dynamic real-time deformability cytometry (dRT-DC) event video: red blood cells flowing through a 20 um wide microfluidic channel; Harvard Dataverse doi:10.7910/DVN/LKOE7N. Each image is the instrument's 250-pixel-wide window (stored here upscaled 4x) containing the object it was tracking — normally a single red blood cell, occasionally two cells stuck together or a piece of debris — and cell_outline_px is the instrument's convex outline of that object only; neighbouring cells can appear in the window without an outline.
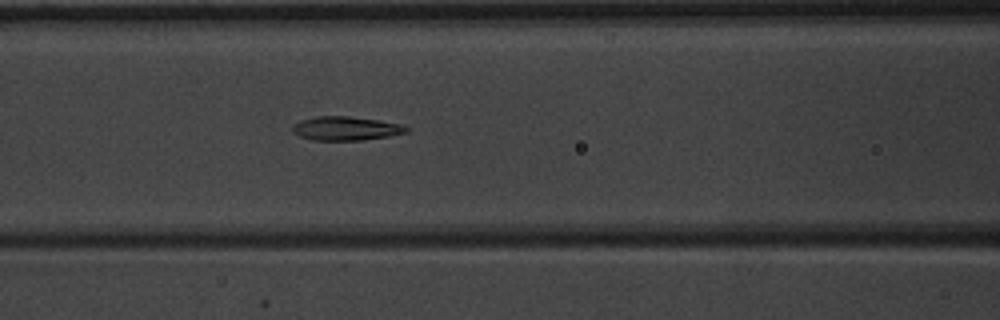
{"species": "common noctule bat (a hibernating species)", "species_latin": "Nyctalus noctula", "temperature_condition": "warm", "stored_images_in_passage": 35, "camera_frame_rate_fps": 3000, "um_per_image_px": 0.085, "animal": {"sex": "male", "body_mass_g": 20.1, "forearm_length_mm": 53.5}, "frame": {"image": 1, "passage_image": 6, "time_ms": 1.667, "image_size_px": [1000, 320], "cell_outline_px": [[408, 132], [388, 136], [360, 140], [312, 140], [300, 136], [292, 132], [292, 124], [300, 120], [316, 116], [348, 116], [380, 120], [400, 124], [408, 128]], "centroid_in_image_um": [29.35, 10.91], "position_along_channel_um": 137.2, "area_um2": 15.84}}
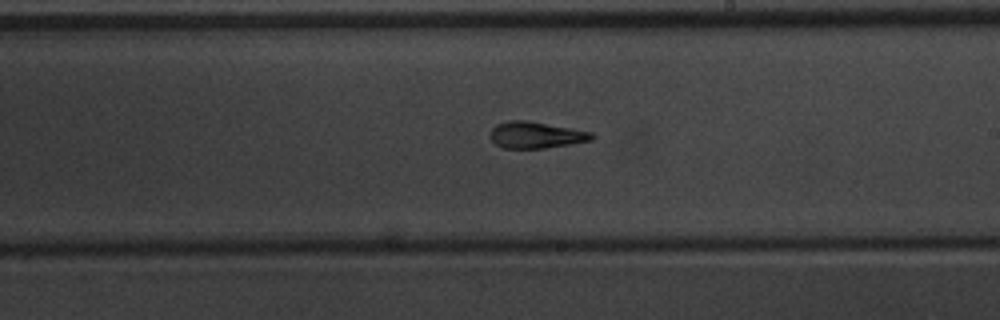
{"frame": {"image": 2, "passage_image": 14, "time_ms": 4.333, "image_size_px": [1000, 320], "cell_outline_px": [[596, 136], [592, 140], [544, 148], [504, 148], [496, 144], [492, 140], [492, 128], [496, 124], [508, 120], [524, 120], [592, 132]], "centroid_in_image_um": [45.56, 11.47], "position_along_channel_um": 243.4, "area_um2": 15.37}}
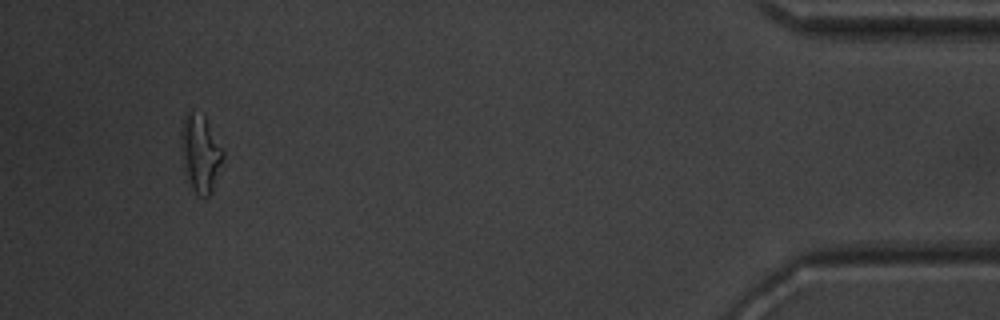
{"frame": {"image": 3, "passage_image": 32, "time_ms": 10.333, "image_size_px": [1000, 320], "cell_outline_px": [[224, 156], [212, 192], [208, 196], [196, 196], [184, 172], [180, 148], [180, 128], [184, 116], [192, 108], [204, 112], [224, 152]], "centroid_in_image_um": [17.01, 12.96], "position_along_channel_um": 418.2, "area_um2": 19.65}, "authors_computed_cell_mechanics": {"area_um2": 15.895, "velocity_mm_per_s": 3.9901, "shape_relaxation_time_tau1_ms": 4.5917, "shape_relaxation_time_tau2_ms": 2.3278, "deformation_change_tau1": 0.1939, "deformation_change_tau2": 0.0973}}